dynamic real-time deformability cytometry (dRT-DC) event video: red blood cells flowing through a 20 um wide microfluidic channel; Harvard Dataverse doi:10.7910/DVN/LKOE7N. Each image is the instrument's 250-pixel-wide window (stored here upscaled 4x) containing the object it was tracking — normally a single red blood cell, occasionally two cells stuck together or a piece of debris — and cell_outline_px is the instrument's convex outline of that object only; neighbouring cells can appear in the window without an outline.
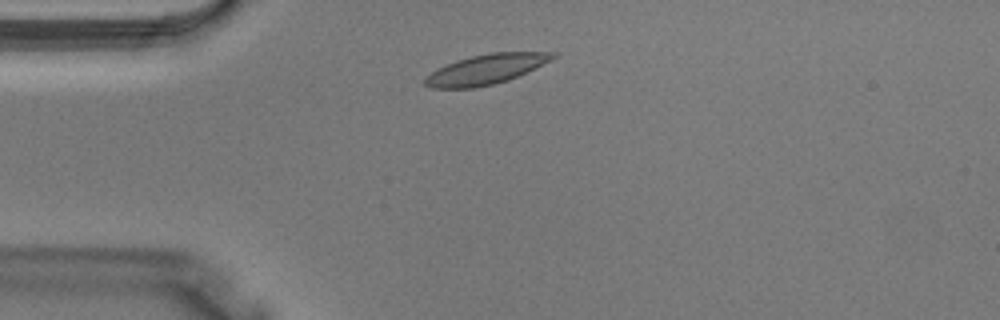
{"species": "Egyptian fruit bat (a non-hibernating species)", "species_latin": "Rousettus aegyptiacus", "temperature_condition": "warm", "stored_images_in_passage": 2, "camera_frame_rate_fps": 3000, "um_per_image_px": 0.085, "animal": {"sex": "male"}, "frame": {"image": 1, "passage_image": 1, "time_ms": 0.0, "image_size_px": [1000, 320], "cell_outline_px": [[560, 56], [552, 60], [508, 80], [492, 84], [472, 88], [432, 88], [424, 84], [424, 80], [432, 72], [456, 60], [488, 52], [560, 52]], "centroid_in_image_um": [41.38, 5.87], "position_along_channel_um": 43.6, "area_um2": 22.08}}
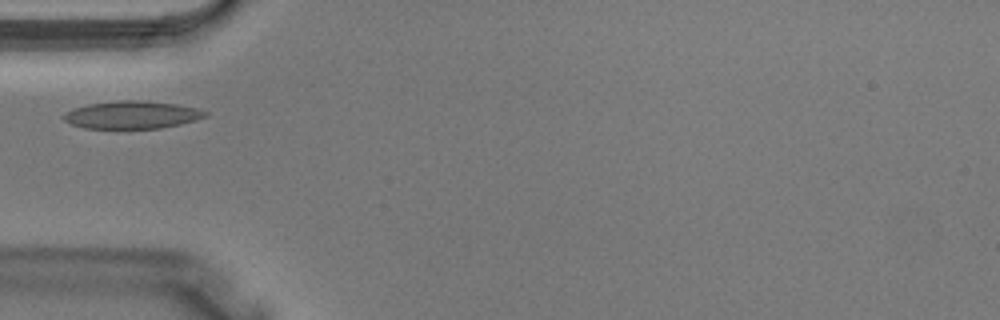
{"frame": {"image": 2, "passage_image": 2, "time_ms": 0.333, "image_size_px": [1000, 320], "cell_outline_px": [[208, 116], [196, 120], [180, 124], [160, 128], [84, 128], [72, 124], [64, 120], [64, 112], [72, 108], [88, 104], [120, 100], [140, 100], [176, 104], [196, 108], [208, 112]], "centroid_in_image_um": [11.22, 9.76], "position_along_channel_um": 73.8, "area_um2": 22.77}}